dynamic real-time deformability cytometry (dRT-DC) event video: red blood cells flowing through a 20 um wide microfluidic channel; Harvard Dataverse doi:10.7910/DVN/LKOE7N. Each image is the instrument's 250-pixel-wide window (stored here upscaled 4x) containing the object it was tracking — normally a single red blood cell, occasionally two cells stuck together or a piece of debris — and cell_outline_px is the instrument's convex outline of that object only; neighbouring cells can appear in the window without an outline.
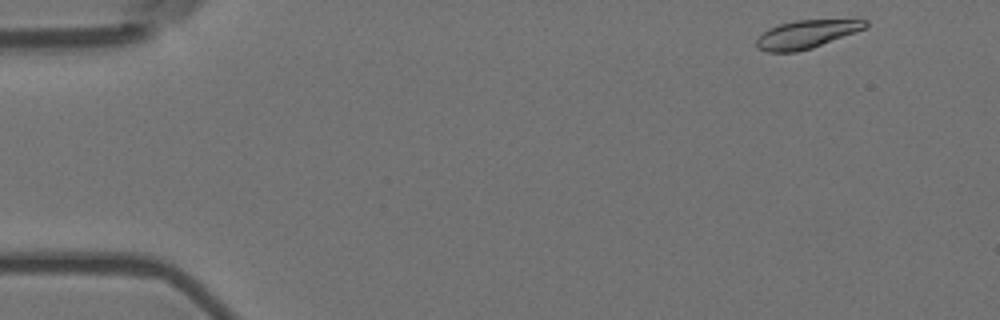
{"species": "Egyptian fruit bat (a non-hibernating species)", "species_latin": "Rousettus aegyptiacus", "temperature_condition": "room temperature", "stored_images_in_passage": 10, "camera_frame_rate_fps": 3000, "um_per_image_px": 0.085, "animal": {"sex": "female"}, "frame": {"image": 1, "passage_image": 1, "time_ms": 0.0, "image_size_px": [1000, 320], "cell_outline_px": [[868, 24], [864, 28], [812, 48], [796, 52], [768, 52], [756, 48], [756, 40], [768, 28], [780, 24], [796, 20], [868, 20]], "centroid_in_image_um": [68.48, 2.92], "position_along_channel_um": 16.5, "area_um2": 17.51}}